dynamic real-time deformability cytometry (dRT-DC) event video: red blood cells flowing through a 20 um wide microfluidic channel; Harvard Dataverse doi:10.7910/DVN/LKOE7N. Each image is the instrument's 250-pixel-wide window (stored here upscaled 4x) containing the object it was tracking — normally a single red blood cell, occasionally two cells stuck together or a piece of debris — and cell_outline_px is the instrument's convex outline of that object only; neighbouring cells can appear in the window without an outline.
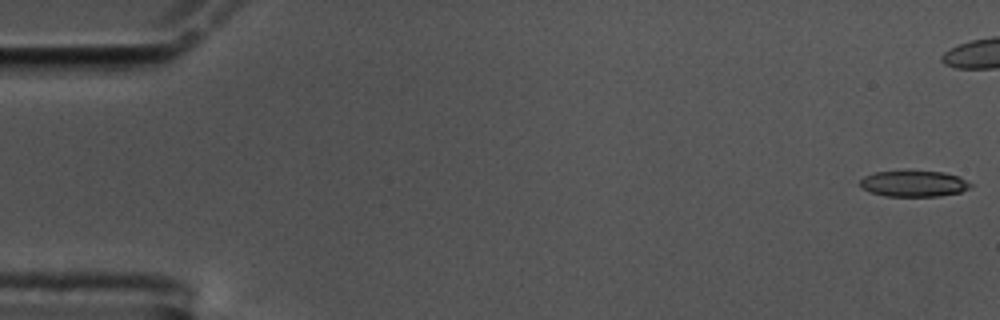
{"species": "common noctule bat (a hibernating species)", "species_latin": "Nyctalus noctula", "temperature_condition": "cold", "stored_images_in_passage": 45, "camera_frame_rate_fps": 3000, "um_per_image_px": 0.085, "animal": {"sex": "male", "body_mass_g": 17.5, "forearm_length_mm": 52.3}, "frame": {"image": 1, "passage_image": 1, "time_ms": 0.0, "image_size_px": [1000, 320], "cell_outline_px": [[972, 188], [960, 192], [940, 196], [884, 196], [868, 192], [860, 188], [860, 180], [864, 176], [876, 172], [944, 172], [960, 176], [972, 184]], "centroid_in_image_um": [77.68, 15.63], "position_along_channel_um": 7.3, "area_um2": 16.76}}
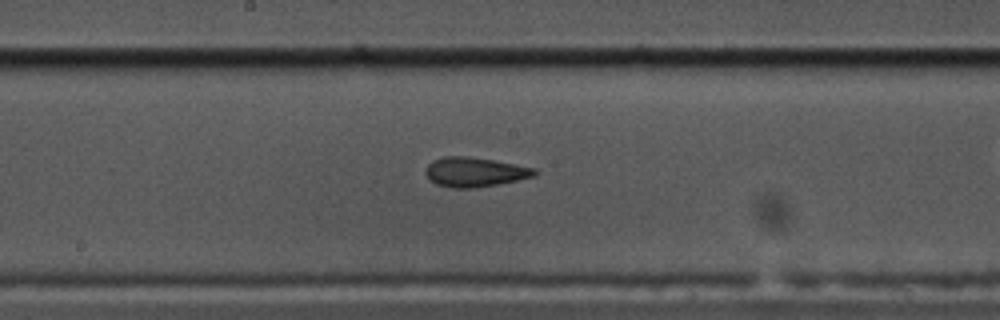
{"frame": {"image": 2, "passage_image": 30, "time_ms": 9.667, "image_size_px": [1000, 320], "cell_outline_px": [[536, 176], [496, 184], [472, 188], [452, 188], [436, 184], [424, 172], [424, 168], [432, 160], [444, 156], [468, 156], [496, 160], [536, 168]], "centroid_in_image_um": [40.34, 14.6], "position_along_channel_um": 207.9, "area_um2": 18.79}}
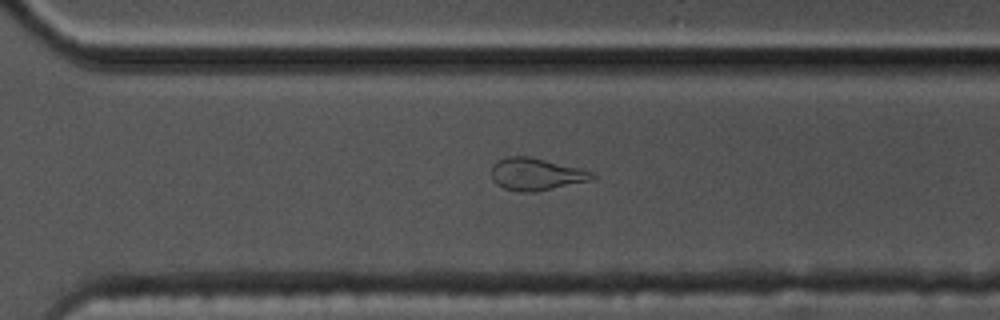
{"frame": {"image": 3, "passage_image": 40, "time_ms": 13.0, "image_size_px": [1000, 320], "cell_outline_px": [[596, 176], [592, 180], [532, 192], [516, 192], [504, 188], [496, 184], [492, 180], [492, 164], [496, 160], [508, 156], [528, 156], [580, 168], [592, 172]], "centroid_in_image_um": [45.52, 14.8], "position_along_channel_um": 325.1, "area_um2": 18.9}}